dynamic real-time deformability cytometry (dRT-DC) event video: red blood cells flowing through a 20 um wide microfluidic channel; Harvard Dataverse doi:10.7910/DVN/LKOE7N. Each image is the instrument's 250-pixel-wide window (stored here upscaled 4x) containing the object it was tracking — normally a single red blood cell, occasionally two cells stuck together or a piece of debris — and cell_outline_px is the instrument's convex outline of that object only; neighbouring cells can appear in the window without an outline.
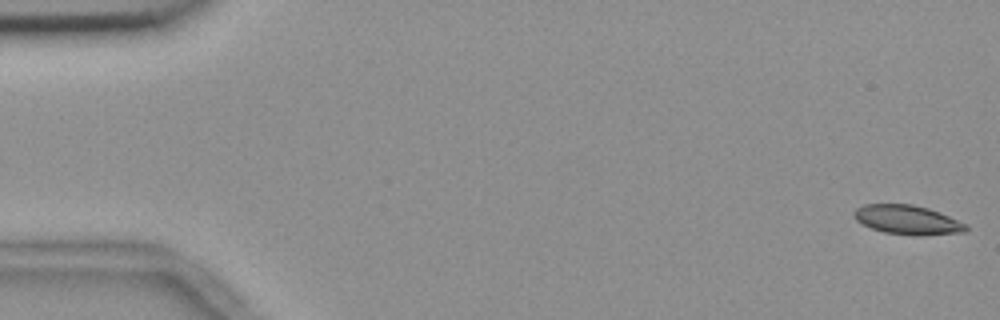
{"species": "common noctule bat (a hibernating species)", "species_latin": "Nyctalus noctula", "temperature_condition": "room temperature", "stored_images_in_passage": 55, "camera_frame_rate_fps": 3000, "um_per_image_px": 0.085, "animal": {"sex": "female", "body_mass_g": 18.4}, "frame": {"image": 1, "passage_image": 1, "time_ms": 0.0, "image_size_px": [1000, 320], "cell_outline_px": [[968, 228], [964, 232], [924, 236], [912, 236], [884, 232], [872, 228], [856, 220], [852, 216], [852, 212], [856, 208], [864, 204], [912, 204], [928, 208], [968, 224]], "centroid_in_image_um": [77.13, 18.69], "position_along_channel_um": 7.9, "area_um2": 19.25}}
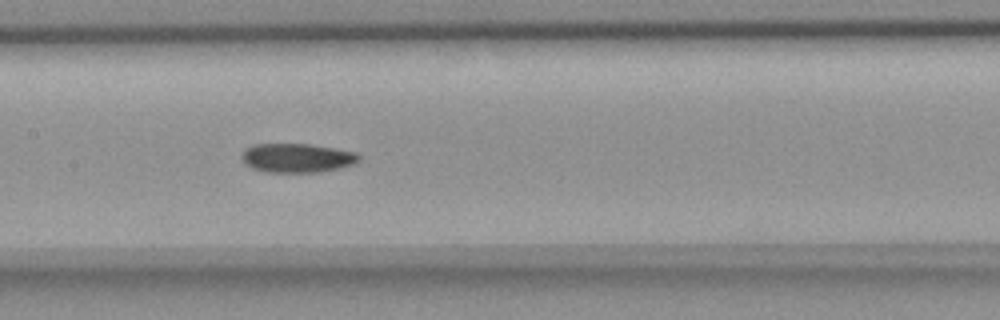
{"frame": {"image": 2, "passage_image": 27, "time_ms": 8.667, "image_size_px": [1000, 320], "cell_outline_px": [[360, 160], [356, 164], [340, 168], [316, 172], [264, 172], [252, 168], [244, 164], [240, 156], [244, 148], [252, 144], [308, 144], [336, 148], [356, 152], [360, 156]], "centroid_in_image_um": [25.23, 13.42], "position_along_channel_um": 182.2, "area_um2": 20.17}}
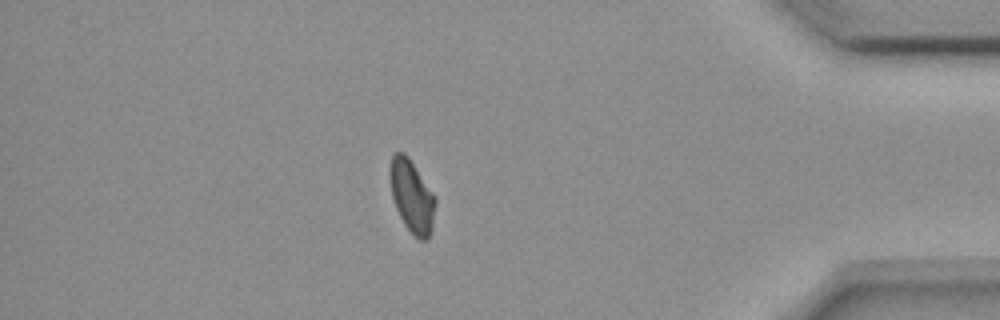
{"frame": {"image": 3, "passage_image": 48, "time_ms": 15.667, "image_size_px": [1000, 320], "cell_outline_px": [[436, 204], [432, 228], [428, 240], [420, 240], [404, 224], [396, 208], [392, 196], [388, 172], [388, 168], [392, 156], [396, 152], [404, 152], [408, 156], [436, 196]], "centroid_in_image_um": [35.01, 16.65], "position_along_channel_um": 400.2, "area_um2": 19.36}, "authors_computed_cell_mechanics": {"area_um2": 19.941, "velocity_mm_per_s": 3.6695, "shape_relaxation_time_tau1_ms": null, "shape_relaxation_time_tau2_ms": 7.9237, "deformation_change_tau1": null, "deformation_change_tau2": 0.1054}}